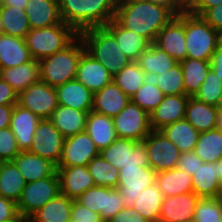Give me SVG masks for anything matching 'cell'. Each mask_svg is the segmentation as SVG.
Instances as JSON below:
<instances>
[{
	"label": "cell",
	"mask_w": 222,
	"mask_h": 222,
	"mask_svg": "<svg viewBox=\"0 0 222 222\" xmlns=\"http://www.w3.org/2000/svg\"><path fill=\"white\" fill-rule=\"evenodd\" d=\"M18 104L41 119H49L58 107L55 87L42 81L32 84L18 95Z\"/></svg>",
	"instance_id": "obj_13"
},
{
	"label": "cell",
	"mask_w": 222,
	"mask_h": 222,
	"mask_svg": "<svg viewBox=\"0 0 222 222\" xmlns=\"http://www.w3.org/2000/svg\"><path fill=\"white\" fill-rule=\"evenodd\" d=\"M216 129L222 131V111L221 110L218 111Z\"/></svg>",
	"instance_id": "obj_62"
},
{
	"label": "cell",
	"mask_w": 222,
	"mask_h": 222,
	"mask_svg": "<svg viewBox=\"0 0 222 222\" xmlns=\"http://www.w3.org/2000/svg\"><path fill=\"white\" fill-rule=\"evenodd\" d=\"M79 36L83 40L85 51L103 64L113 77L131 62L104 26L84 29L79 32Z\"/></svg>",
	"instance_id": "obj_3"
},
{
	"label": "cell",
	"mask_w": 222,
	"mask_h": 222,
	"mask_svg": "<svg viewBox=\"0 0 222 222\" xmlns=\"http://www.w3.org/2000/svg\"><path fill=\"white\" fill-rule=\"evenodd\" d=\"M156 184L164 198L193 192L192 176L177 167L158 172Z\"/></svg>",
	"instance_id": "obj_32"
},
{
	"label": "cell",
	"mask_w": 222,
	"mask_h": 222,
	"mask_svg": "<svg viewBox=\"0 0 222 222\" xmlns=\"http://www.w3.org/2000/svg\"><path fill=\"white\" fill-rule=\"evenodd\" d=\"M89 112L58 105L49 120L66 138L85 131Z\"/></svg>",
	"instance_id": "obj_29"
},
{
	"label": "cell",
	"mask_w": 222,
	"mask_h": 222,
	"mask_svg": "<svg viewBox=\"0 0 222 222\" xmlns=\"http://www.w3.org/2000/svg\"><path fill=\"white\" fill-rule=\"evenodd\" d=\"M178 63L187 58L185 43V13L175 16L156 36L153 43Z\"/></svg>",
	"instance_id": "obj_14"
},
{
	"label": "cell",
	"mask_w": 222,
	"mask_h": 222,
	"mask_svg": "<svg viewBox=\"0 0 222 222\" xmlns=\"http://www.w3.org/2000/svg\"><path fill=\"white\" fill-rule=\"evenodd\" d=\"M42 119L30 110L14 105L11 115L10 128L16 137L17 146L21 151L30 149L36 128Z\"/></svg>",
	"instance_id": "obj_20"
},
{
	"label": "cell",
	"mask_w": 222,
	"mask_h": 222,
	"mask_svg": "<svg viewBox=\"0 0 222 222\" xmlns=\"http://www.w3.org/2000/svg\"><path fill=\"white\" fill-rule=\"evenodd\" d=\"M18 214L17 204L0 196V222L12 219Z\"/></svg>",
	"instance_id": "obj_55"
},
{
	"label": "cell",
	"mask_w": 222,
	"mask_h": 222,
	"mask_svg": "<svg viewBox=\"0 0 222 222\" xmlns=\"http://www.w3.org/2000/svg\"><path fill=\"white\" fill-rule=\"evenodd\" d=\"M174 17L166 7L146 0H118L114 19L154 43L159 31Z\"/></svg>",
	"instance_id": "obj_1"
},
{
	"label": "cell",
	"mask_w": 222,
	"mask_h": 222,
	"mask_svg": "<svg viewBox=\"0 0 222 222\" xmlns=\"http://www.w3.org/2000/svg\"><path fill=\"white\" fill-rule=\"evenodd\" d=\"M76 201L82 206L99 213L101 216V211H105L106 187H91L82 193Z\"/></svg>",
	"instance_id": "obj_47"
},
{
	"label": "cell",
	"mask_w": 222,
	"mask_h": 222,
	"mask_svg": "<svg viewBox=\"0 0 222 222\" xmlns=\"http://www.w3.org/2000/svg\"><path fill=\"white\" fill-rule=\"evenodd\" d=\"M217 171L220 174V185L222 187V157L217 161Z\"/></svg>",
	"instance_id": "obj_63"
},
{
	"label": "cell",
	"mask_w": 222,
	"mask_h": 222,
	"mask_svg": "<svg viewBox=\"0 0 222 222\" xmlns=\"http://www.w3.org/2000/svg\"><path fill=\"white\" fill-rule=\"evenodd\" d=\"M218 111L215 106L201 102L195 97H189L185 119L192 124L199 133L213 130L216 129Z\"/></svg>",
	"instance_id": "obj_31"
},
{
	"label": "cell",
	"mask_w": 222,
	"mask_h": 222,
	"mask_svg": "<svg viewBox=\"0 0 222 222\" xmlns=\"http://www.w3.org/2000/svg\"><path fill=\"white\" fill-rule=\"evenodd\" d=\"M71 219L74 222H103L99 213L82 206L76 200H73Z\"/></svg>",
	"instance_id": "obj_50"
},
{
	"label": "cell",
	"mask_w": 222,
	"mask_h": 222,
	"mask_svg": "<svg viewBox=\"0 0 222 222\" xmlns=\"http://www.w3.org/2000/svg\"><path fill=\"white\" fill-rule=\"evenodd\" d=\"M25 12L30 29L54 26L62 21L58 0H29Z\"/></svg>",
	"instance_id": "obj_26"
},
{
	"label": "cell",
	"mask_w": 222,
	"mask_h": 222,
	"mask_svg": "<svg viewBox=\"0 0 222 222\" xmlns=\"http://www.w3.org/2000/svg\"><path fill=\"white\" fill-rule=\"evenodd\" d=\"M144 76L145 72L141 69L138 62L131 61L113 77V81L131 98L144 84Z\"/></svg>",
	"instance_id": "obj_43"
},
{
	"label": "cell",
	"mask_w": 222,
	"mask_h": 222,
	"mask_svg": "<svg viewBox=\"0 0 222 222\" xmlns=\"http://www.w3.org/2000/svg\"><path fill=\"white\" fill-rule=\"evenodd\" d=\"M100 155L118 170L131 165L150 167L148 152L143 142L116 138L100 151Z\"/></svg>",
	"instance_id": "obj_9"
},
{
	"label": "cell",
	"mask_w": 222,
	"mask_h": 222,
	"mask_svg": "<svg viewBox=\"0 0 222 222\" xmlns=\"http://www.w3.org/2000/svg\"><path fill=\"white\" fill-rule=\"evenodd\" d=\"M212 70L215 74L221 78L222 81V43L218 46L216 51L213 54L212 60Z\"/></svg>",
	"instance_id": "obj_58"
},
{
	"label": "cell",
	"mask_w": 222,
	"mask_h": 222,
	"mask_svg": "<svg viewBox=\"0 0 222 222\" xmlns=\"http://www.w3.org/2000/svg\"><path fill=\"white\" fill-rule=\"evenodd\" d=\"M61 20L78 33L108 24L115 16L118 0H58Z\"/></svg>",
	"instance_id": "obj_2"
},
{
	"label": "cell",
	"mask_w": 222,
	"mask_h": 222,
	"mask_svg": "<svg viewBox=\"0 0 222 222\" xmlns=\"http://www.w3.org/2000/svg\"><path fill=\"white\" fill-rule=\"evenodd\" d=\"M0 16L4 34L26 38L31 29L25 9L0 5Z\"/></svg>",
	"instance_id": "obj_39"
},
{
	"label": "cell",
	"mask_w": 222,
	"mask_h": 222,
	"mask_svg": "<svg viewBox=\"0 0 222 222\" xmlns=\"http://www.w3.org/2000/svg\"><path fill=\"white\" fill-rule=\"evenodd\" d=\"M108 222H149L140 213L134 210L133 207H124Z\"/></svg>",
	"instance_id": "obj_53"
},
{
	"label": "cell",
	"mask_w": 222,
	"mask_h": 222,
	"mask_svg": "<svg viewBox=\"0 0 222 222\" xmlns=\"http://www.w3.org/2000/svg\"><path fill=\"white\" fill-rule=\"evenodd\" d=\"M0 77L19 95L30 85L41 81L39 62L33 59L18 66L1 69Z\"/></svg>",
	"instance_id": "obj_27"
},
{
	"label": "cell",
	"mask_w": 222,
	"mask_h": 222,
	"mask_svg": "<svg viewBox=\"0 0 222 222\" xmlns=\"http://www.w3.org/2000/svg\"><path fill=\"white\" fill-rule=\"evenodd\" d=\"M58 105L92 111L94 93L80 81L74 79L55 87Z\"/></svg>",
	"instance_id": "obj_24"
},
{
	"label": "cell",
	"mask_w": 222,
	"mask_h": 222,
	"mask_svg": "<svg viewBox=\"0 0 222 222\" xmlns=\"http://www.w3.org/2000/svg\"><path fill=\"white\" fill-rule=\"evenodd\" d=\"M75 79L94 93L111 83L113 76L103 64L84 51L79 60Z\"/></svg>",
	"instance_id": "obj_18"
},
{
	"label": "cell",
	"mask_w": 222,
	"mask_h": 222,
	"mask_svg": "<svg viewBox=\"0 0 222 222\" xmlns=\"http://www.w3.org/2000/svg\"><path fill=\"white\" fill-rule=\"evenodd\" d=\"M193 192L200 198H218L222 196L220 174L217 162L202 163L192 175Z\"/></svg>",
	"instance_id": "obj_25"
},
{
	"label": "cell",
	"mask_w": 222,
	"mask_h": 222,
	"mask_svg": "<svg viewBox=\"0 0 222 222\" xmlns=\"http://www.w3.org/2000/svg\"><path fill=\"white\" fill-rule=\"evenodd\" d=\"M24 38L0 35V70L32 61Z\"/></svg>",
	"instance_id": "obj_28"
},
{
	"label": "cell",
	"mask_w": 222,
	"mask_h": 222,
	"mask_svg": "<svg viewBox=\"0 0 222 222\" xmlns=\"http://www.w3.org/2000/svg\"><path fill=\"white\" fill-rule=\"evenodd\" d=\"M26 181L13 161L0 162V196L19 201Z\"/></svg>",
	"instance_id": "obj_36"
},
{
	"label": "cell",
	"mask_w": 222,
	"mask_h": 222,
	"mask_svg": "<svg viewBox=\"0 0 222 222\" xmlns=\"http://www.w3.org/2000/svg\"><path fill=\"white\" fill-rule=\"evenodd\" d=\"M18 104V94L0 77V105Z\"/></svg>",
	"instance_id": "obj_54"
},
{
	"label": "cell",
	"mask_w": 222,
	"mask_h": 222,
	"mask_svg": "<svg viewBox=\"0 0 222 222\" xmlns=\"http://www.w3.org/2000/svg\"><path fill=\"white\" fill-rule=\"evenodd\" d=\"M188 9H190L196 0H180Z\"/></svg>",
	"instance_id": "obj_64"
},
{
	"label": "cell",
	"mask_w": 222,
	"mask_h": 222,
	"mask_svg": "<svg viewBox=\"0 0 222 222\" xmlns=\"http://www.w3.org/2000/svg\"><path fill=\"white\" fill-rule=\"evenodd\" d=\"M194 152L203 163L217 162L222 157V131L213 129L200 132Z\"/></svg>",
	"instance_id": "obj_40"
},
{
	"label": "cell",
	"mask_w": 222,
	"mask_h": 222,
	"mask_svg": "<svg viewBox=\"0 0 222 222\" xmlns=\"http://www.w3.org/2000/svg\"><path fill=\"white\" fill-rule=\"evenodd\" d=\"M125 198L120 194L117 188L106 187L105 211H101V219L108 222L120 210L125 207Z\"/></svg>",
	"instance_id": "obj_49"
},
{
	"label": "cell",
	"mask_w": 222,
	"mask_h": 222,
	"mask_svg": "<svg viewBox=\"0 0 222 222\" xmlns=\"http://www.w3.org/2000/svg\"><path fill=\"white\" fill-rule=\"evenodd\" d=\"M60 193L76 200L82 193L95 186L87 166L57 167Z\"/></svg>",
	"instance_id": "obj_16"
},
{
	"label": "cell",
	"mask_w": 222,
	"mask_h": 222,
	"mask_svg": "<svg viewBox=\"0 0 222 222\" xmlns=\"http://www.w3.org/2000/svg\"><path fill=\"white\" fill-rule=\"evenodd\" d=\"M4 222H30V218L18 213L15 217Z\"/></svg>",
	"instance_id": "obj_61"
},
{
	"label": "cell",
	"mask_w": 222,
	"mask_h": 222,
	"mask_svg": "<svg viewBox=\"0 0 222 222\" xmlns=\"http://www.w3.org/2000/svg\"><path fill=\"white\" fill-rule=\"evenodd\" d=\"M112 120L117 138L142 142L152 131L150 115L131 100Z\"/></svg>",
	"instance_id": "obj_8"
},
{
	"label": "cell",
	"mask_w": 222,
	"mask_h": 222,
	"mask_svg": "<svg viewBox=\"0 0 222 222\" xmlns=\"http://www.w3.org/2000/svg\"><path fill=\"white\" fill-rule=\"evenodd\" d=\"M72 203V199L59 193L32 214L30 222H67L71 219Z\"/></svg>",
	"instance_id": "obj_34"
},
{
	"label": "cell",
	"mask_w": 222,
	"mask_h": 222,
	"mask_svg": "<svg viewBox=\"0 0 222 222\" xmlns=\"http://www.w3.org/2000/svg\"><path fill=\"white\" fill-rule=\"evenodd\" d=\"M85 131L99 151L117 138L112 118L94 111L88 113Z\"/></svg>",
	"instance_id": "obj_30"
},
{
	"label": "cell",
	"mask_w": 222,
	"mask_h": 222,
	"mask_svg": "<svg viewBox=\"0 0 222 222\" xmlns=\"http://www.w3.org/2000/svg\"><path fill=\"white\" fill-rule=\"evenodd\" d=\"M4 34V28H3V24L1 21V16H0V35Z\"/></svg>",
	"instance_id": "obj_66"
},
{
	"label": "cell",
	"mask_w": 222,
	"mask_h": 222,
	"mask_svg": "<svg viewBox=\"0 0 222 222\" xmlns=\"http://www.w3.org/2000/svg\"><path fill=\"white\" fill-rule=\"evenodd\" d=\"M104 27L115 37L121 51L131 61H138L152 44L146 37L122 27L114 18Z\"/></svg>",
	"instance_id": "obj_21"
},
{
	"label": "cell",
	"mask_w": 222,
	"mask_h": 222,
	"mask_svg": "<svg viewBox=\"0 0 222 222\" xmlns=\"http://www.w3.org/2000/svg\"><path fill=\"white\" fill-rule=\"evenodd\" d=\"M216 108H217L218 110H221V111H222V91H221V93H220L219 100H218V104H217Z\"/></svg>",
	"instance_id": "obj_65"
},
{
	"label": "cell",
	"mask_w": 222,
	"mask_h": 222,
	"mask_svg": "<svg viewBox=\"0 0 222 222\" xmlns=\"http://www.w3.org/2000/svg\"><path fill=\"white\" fill-rule=\"evenodd\" d=\"M20 151L11 128L0 129V162L12 161Z\"/></svg>",
	"instance_id": "obj_48"
},
{
	"label": "cell",
	"mask_w": 222,
	"mask_h": 222,
	"mask_svg": "<svg viewBox=\"0 0 222 222\" xmlns=\"http://www.w3.org/2000/svg\"><path fill=\"white\" fill-rule=\"evenodd\" d=\"M29 0H2L1 5L26 9Z\"/></svg>",
	"instance_id": "obj_60"
},
{
	"label": "cell",
	"mask_w": 222,
	"mask_h": 222,
	"mask_svg": "<svg viewBox=\"0 0 222 222\" xmlns=\"http://www.w3.org/2000/svg\"><path fill=\"white\" fill-rule=\"evenodd\" d=\"M159 131L176 145L180 153L194 151L199 137V132L186 119L169 124Z\"/></svg>",
	"instance_id": "obj_33"
},
{
	"label": "cell",
	"mask_w": 222,
	"mask_h": 222,
	"mask_svg": "<svg viewBox=\"0 0 222 222\" xmlns=\"http://www.w3.org/2000/svg\"><path fill=\"white\" fill-rule=\"evenodd\" d=\"M26 183L54 176L57 173V165L50 160L37 156L31 152L20 151L12 160Z\"/></svg>",
	"instance_id": "obj_22"
},
{
	"label": "cell",
	"mask_w": 222,
	"mask_h": 222,
	"mask_svg": "<svg viewBox=\"0 0 222 222\" xmlns=\"http://www.w3.org/2000/svg\"><path fill=\"white\" fill-rule=\"evenodd\" d=\"M220 3H222V0H196L188 11L196 16H201L207 9L215 7Z\"/></svg>",
	"instance_id": "obj_57"
},
{
	"label": "cell",
	"mask_w": 222,
	"mask_h": 222,
	"mask_svg": "<svg viewBox=\"0 0 222 222\" xmlns=\"http://www.w3.org/2000/svg\"><path fill=\"white\" fill-rule=\"evenodd\" d=\"M79 33L63 21L54 26L31 29L26 44L33 59L40 61L68 46Z\"/></svg>",
	"instance_id": "obj_6"
},
{
	"label": "cell",
	"mask_w": 222,
	"mask_h": 222,
	"mask_svg": "<svg viewBox=\"0 0 222 222\" xmlns=\"http://www.w3.org/2000/svg\"><path fill=\"white\" fill-rule=\"evenodd\" d=\"M179 63L183 71L185 95L194 97L212 68L211 60L186 58Z\"/></svg>",
	"instance_id": "obj_35"
},
{
	"label": "cell",
	"mask_w": 222,
	"mask_h": 222,
	"mask_svg": "<svg viewBox=\"0 0 222 222\" xmlns=\"http://www.w3.org/2000/svg\"><path fill=\"white\" fill-rule=\"evenodd\" d=\"M199 200L194 192L164 198L158 222H184L194 218Z\"/></svg>",
	"instance_id": "obj_17"
},
{
	"label": "cell",
	"mask_w": 222,
	"mask_h": 222,
	"mask_svg": "<svg viewBox=\"0 0 222 222\" xmlns=\"http://www.w3.org/2000/svg\"><path fill=\"white\" fill-rule=\"evenodd\" d=\"M194 219L196 222H222V196L200 198L196 204Z\"/></svg>",
	"instance_id": "obj_45"
},
{
	"label": "cell",
	"mask_w": 222,
	"mask_h": 222,
	"mask_svg": "<svg viewBox=\"0 0 222 222\" xmlns=\"http://www.w3.org/2000/svg\"><path fill=\"white\" fill-rule=\"evenodd\" d=\"M189 96L167 95L164 96L159 106L150 114V124L154 131L185 119L186 106Z\"/></svg>",
	"instance_id": "obj_19"
},
{
	"label": "cell",
	"mask_w": 222,
	"mask_h": 222,
	"mask_svg": "<svg viewBox=\"0 0 222 222\" xmlns=\"http://www.w3.org/2000/svg\"><path fill=\"white\" fill-rule=\"evenodd\" d=\"M201 17L222 35V3L207 9Z\"/></svg>",
	"instance_id": "obj_52"
},
{
	"label": "cell",
	"mask_w": 222,
	"mask_h": 222,
	"mask_svg": "<svg viewBox=\"0 0 222 222\" xmlns=\"http://www.w3.org/2000/svg\"><path fill=\"white\" fill-rule=\"evenodd\" d=\"M222 91V81L215 72L210 69L206 79L201 84L199 91L195 94V98L208 105L217 106L220 93Z\"/></svg>",
	"instance_id": "obj_46"
},
{
	"label": "cell",
	"mask_w": 222,
	"mask_h": 222,
	"mask_svg": "<svg viewBox=\"0 0 222 222\" xmlns=\"http://www.w3.org/2000/svg\"><path fill=\"white\" fill-rule=\"evenodd\" d=\"M100 154L93 140L86 131L66 137L62 156L57 167L87 166Z\"/></svg>",
	"instance_id": "obj_15"
},
{
	"label": "cell",
	"mask_w": 222,
	"mask_h": 222,
	"mask_svg": "<svg viewBox=\"0 0 222 222\" xmlns=\"http://www.w3.org/2000/svg\"><path fill=\"white\" fill-rule=\"evenodd\" d=\"M65 137L49 119H42L35 131L29 152L58 165L62 156Z\"/></svg>",
	"instance_id": "obj_12"
},
{
	"label": "cell",
	"mask_w": 222,
	"mask_h": 222,
	"mask_svg": "<svg viewBox=\"0 0 222 222\" xmlns=\"http://www.w3.org/2000/svg\"><path fill=\"white\" fill-rule=\"evenodd\" d=\"M169 9L175 16L188 12V8L180 0H146Z\"/></svg>",
	"instance_id": "obj_56"
},
{
	"label": "cell",
	"mask_w": 222,
	"mask_h": 222,
	"mask_svg": "<svg viewBox=\"0 0 222 222\" xmlns=\"http://www.w3.org/2000/svg\"><path fill=\"white\" fill-rule=\"evenodd\" d=\"M163 199L164 196L158 185L154 183L140 193L133 208L149 222H158Z\"/></svg>",
	"instance_id": "obj_38"
},
{
	"label": "cell",
	"mask_w": 222,
	"mask_h": 222,
	"mask_svg": "<svg viewBox=\"0 0 222 222\" xmlns=\"http://www.w3.org/2000/svg\"><path fill=\"white\" fill-rule=\"evenodd\" d=\"M14 105H0V129L10 127Z\"/></svg>",
	"instance_id": "obj_59"
},
{
	"label": "cell",
	"mask_w": 222,
	"mask_h": 222,
	"mask_svg": "<svg viewBox=\"0 0 222 222\" xmlns=\"http://www.w3.org/2000/svg\"><path fill=\"white\" fill-rule=\"evenodd\" d=\"M184 222H196V220L194 218H192V219H189V220L184 221Z\"/></svg>",
	"instance_id": "obj_67"
},
{
	"label": "cell",
	"mask_w": 222,
	"mask_h": 222,
	"mask_svg": "<svg viewBox=\"0 0 222 222\" xmlns=\"http://www.w3.org/2000/svg\"><path fill=\"white\" fill-rule=\"evenodd\" d=\"M157 172L151 167L124 166L119 170L117 189L125 198V207H133L140 193L156 183Z\"/></svg>",
	"instance_id": "obj_10"
},
{
	"label": "cell",
	"mask_w": 222,
	"mask_h": 222,
	"mask_svg": "<svg viewBox=\"0 0 222 222\" xmlns=\"http://www.w3.org/2000/svg\"><path fill=\"white\" fill-rule=\"evenodd\" d=\"M85 51L83 40L78 35L68 46L39 62L41 81L57 87L74 80L80 57Z\"/></svg>",
	"instance_id": "obj_4"
},
{
	"label": "cell",
	"mask_w": 222,
	"mask_h": 222,
	"mask_svg": "<svg viewBox=\"0 0 222 222\" xmlns=\"http://www.w3.org/2000/svg\"><path fill=\"white\" fill-rule=\"evenodd\" d=\"M202 163L203 161L194 151H189L180 153L177 168L192 176Z\"/></svg>",
	"instance_id": "obj_51"
},
{
	"label": "cell",
	"mask_w": 222,
	"mask_h": 222,
	"mask_svg": "<svg viewBox=\"0 0 222 222\" xmlns=\"http://www.w3.org/2000/svg\"><path fill=\"white\" fill-rule=\"evenodd\" d=\"M144 83L157 86L165 96L185 95L183 71L180 63L160 75L157 73H145Z\"/></svg>",
	"instance_id": "obj_37"
},
{
	"label": "cell",
	"mask_w": 222,
	"mask_h": 222,
	"mask_svg": "<svg viewBox=\"0 0 222 222\" xmlns=\"http://www.w3.org/2000/svg\"><path fill=\"white\" fill-rule=\"evenodd\" d=\"M138 64L145 73L168 72L178 62L153 43L139 57Z\"/></svg>",
	"instance_id": "obj_41"
},
{
	"label": "cell",
	"mask_w": 222,
	"mask_h": 222,
	"mask_svg": "<svg viewBox=\"0 0 222 222\" xmlns=\"http://www.w3.org/2000/svg\"><path fill=\"white\" fill-rule=\"evenodd\" d=\"M60 193L58 173L41 180L26 183L17 202L18 213L30 217Z\"/></svg>",
	"instance_id": "obj_7"
},
{
	"label": "cell",
	"mask_w": 222,
	"mask_h": 222,
	"mask_svg": "<svg viewBox=\"0 0 222 222\" xmlns=\"http://www.w3.org/2000/svg\"><path fill=\"white\" fill-rule=\"evenodd\" d=\"M142 142L148 152L149 166L154 171L158 173L177 167L180 151L160 131L152 130Z\"/></svg>",
	"instance_id": "obj_11"
},
{
	"label": "cell",
	"mask_w": 222,
	"mask_h": 222,
	"mask_svg": "<svg viewBox=\"0 0 222 222\" xmlns=\"http://www.w3.org/2000/svg\"><path fill=\"white\" fill-rule=\"evenodd\" d=\"M131 99L112 81L101 90L94 92L92 111L114 118Z\"/></svg>",
	"instance_id": "obj_23"
},
{
	"label": "cell",
	"mask_w": 222,
	"mask_h": 222,
	"mask_svg": "<svg viewBox=\"0 0 222 222\" xmlns=\"http://www.w3.org/2000/svg\"><path fill=\"white\" fill-rule=\"evenodd\" d=\"M185 43L187 58L212 60L222 43V35L213 29L201 16L185 13Z\"/></svg>",
	"instance_id": "obj_5"
},
{
	"label": "cell",
	"mask_w": 222,
	"mask_h": 222,
	"mask_svg": "<svg viewBox=\"0 0 222 222\" xmlns=\"http://www.w3.org/2000/svg\"><path fill=\"white\" fill-rule=\"evenodd\" d=\"M164 96L157 86L144 83L130 99L150 115L159 106Z\"/></svg>",
	"instance_id": "obj_44"
},
{
	"label": "cell",
	"mask_w": 222,
	"mask_h": 222,
	"mask_svg": "<svg viewBox=\"0 0 222 222\" xmlns=\"http://www.w3.org/2000/svg\"><path fill=\"white\" fill-rule=\"evenodd\" d=\"M95 186L117 188L119 170L108 163L100 154L87 165Z\"/></svg>",
	"instance_id": "obj_42"
}]
</instances>
